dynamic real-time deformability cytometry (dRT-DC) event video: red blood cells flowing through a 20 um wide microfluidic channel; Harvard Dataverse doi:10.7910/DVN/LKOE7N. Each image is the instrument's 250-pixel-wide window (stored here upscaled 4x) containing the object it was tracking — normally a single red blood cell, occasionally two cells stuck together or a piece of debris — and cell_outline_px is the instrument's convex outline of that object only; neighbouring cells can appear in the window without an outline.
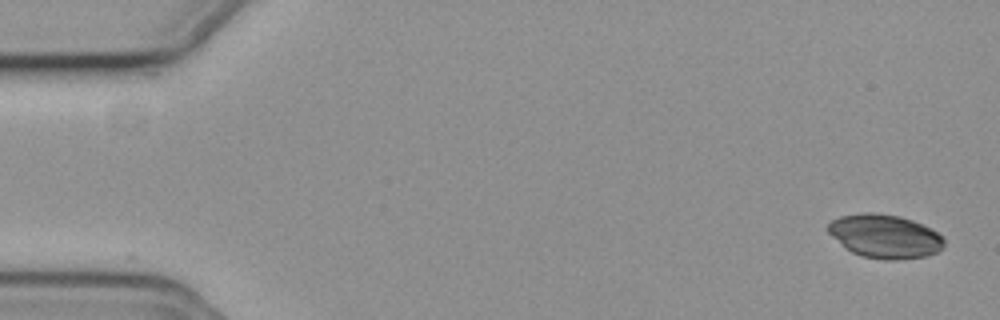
{"species": "common noctule bat (a hibernating species)", "species_latin": "Nyctalus noctula", "temperature_condition": "cold", "stored_images_in_passage": 55, "camera_frame_rate_fps": 3000, "um_per_image_px": 0.085, "animal": {"sex": "female", "body_mass_g": 19.3, "forearm_length_mm": 54.1}, "frame": {"image": 1, "passage_image": 1, "time_ms": 0.0, "image_size_px": [1000, 320], "cell_outline_px": [[944, 248], [936, 252], [924, 256], [896, 260], [884, 260], [860, 256], [852, 252], [832, 236], [828, 232], [828, 224], [832, 220], [840, 216], [900, 216], [912, 220], [944, 236]], "centroid_in_image_um": [75.26, 20.15], "position_along_channel_um": 9.7, "area_um2": 28.38}}
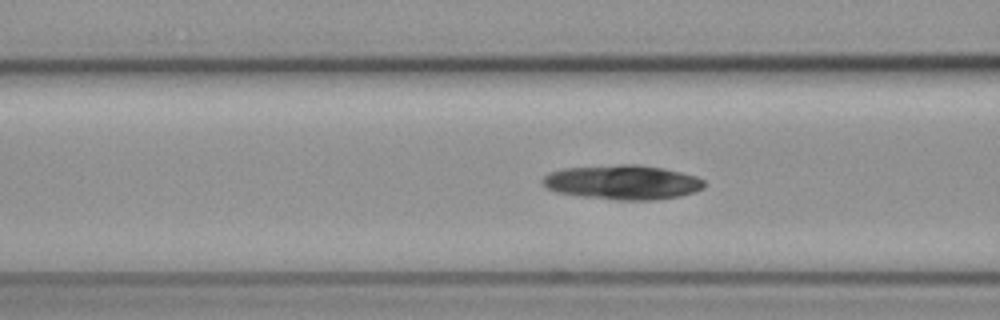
{"frame": {"image": 2, "passage_image": 21, "time_ms": 6.667, "image_size_px": [1000, 320], "cell_outline_px": [[704, 188], [696, 192], [680, 196], [652, 200], [616, 200], [584, 196], [556, 192], [548, 188], [540, 180], [544, 176], [552, 172], [564, 168], [620, 164], [636, 164], [664, 168], [696, 176], [704, 180]], "centroid_in_image_um": [52.95, 15.49], "position_along_channel_um": 113.6, "area_um2": 32.43}}
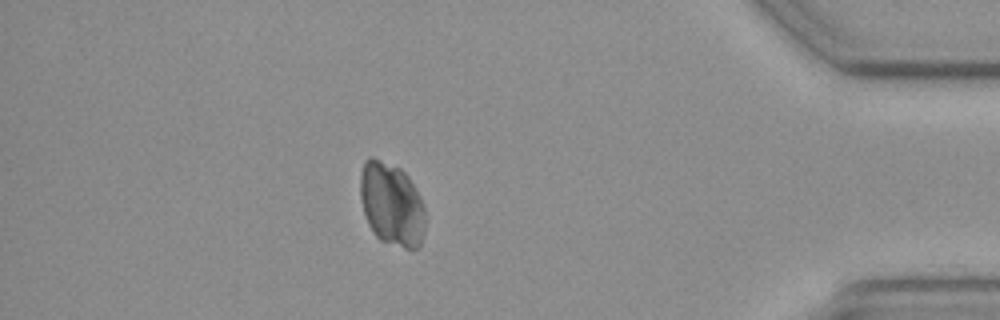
{"frame": {"image": 3, "passage_image": 48, "time_ms": 15.667, "image_size_px": [1000, 320], "cell_outline_px": [[424, 232], [420, 244], [416, 248], [404, 248], [380, 240], [376, 236], [368, 224], [364, 212], [360, 196], [360, 172], [364, 160], [368, 156], [372, 156], [400, 168], [408, 176], [420, 196], [424, 208]], "centroid_in_image_um": [33.27, 17.33], "position_along_channel_um": 401.9, "area_um2": 31.62}}